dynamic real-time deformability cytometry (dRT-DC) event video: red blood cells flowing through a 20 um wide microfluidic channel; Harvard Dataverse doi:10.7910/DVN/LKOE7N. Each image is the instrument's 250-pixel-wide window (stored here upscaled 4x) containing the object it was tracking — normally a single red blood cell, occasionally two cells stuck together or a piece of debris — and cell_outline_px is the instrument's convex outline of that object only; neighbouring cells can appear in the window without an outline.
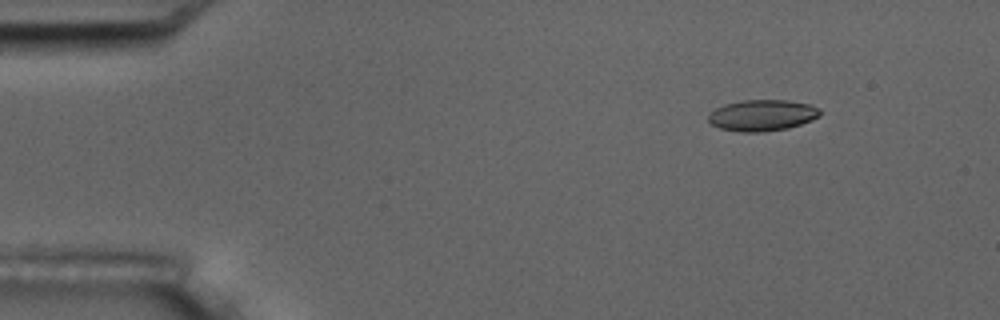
{"species": "common noctule bat (a hibernating species)", "species_latin": "Nyctalus noctula", "temperature_condition": "room temperature", "stored_images_in_passage": 5, "camera_frame_rate_fps": 3000, "um_per_image_px": 0.085, "animal": {"sex": "male", "body_mass_g": 17.5, "forearm_length_mm": 52.3}, "frame": {"image": 1, "passage_image": 2, "time_ms": 1.333, "image_size_px": [1000, 320], "cell_outline_px": [[820, 116], [812, 120], [788, 128], [764, 132], [740, 132], [720, 128], [712, 124], [708, 120], [708, 116], [716, 108], [724, 104], [744, 100], [788, 100], [808, 104], [820, 108]], "centroid_in_image_um": [64.8, 9.8], "position_along_channel_um": 20.2, "area_um2": 20.29}}
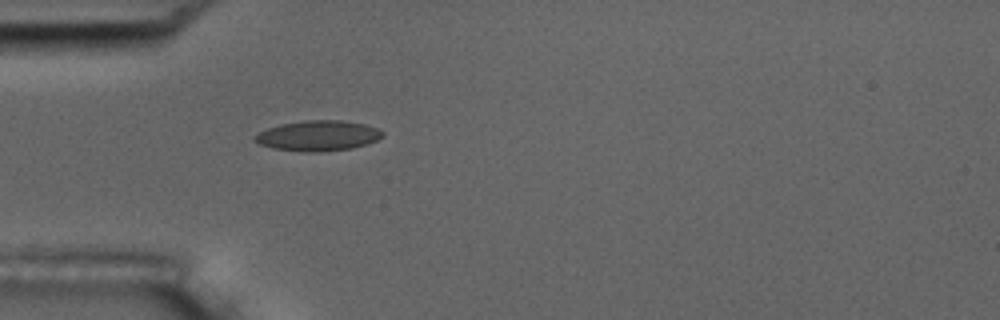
{"frame": {"image": 2, "passage_image": 5, "time_ms": 4.667, "image_size_px": [1000, 320], "cell_outline_px": [[384, 136], [376, 140], [352, 148], [316, 152], [304, 152], [272, 148], [260, 144], [252, 140], [252, 136], [268, 128], [280, 124], [304, 120], [340, 120], [364, 124], [376, 128], [384, 132]], "centroid_in_image_um": [26.99, 11.53], "position_along_channel_um": 58.0, "area_um2": 22.54}}